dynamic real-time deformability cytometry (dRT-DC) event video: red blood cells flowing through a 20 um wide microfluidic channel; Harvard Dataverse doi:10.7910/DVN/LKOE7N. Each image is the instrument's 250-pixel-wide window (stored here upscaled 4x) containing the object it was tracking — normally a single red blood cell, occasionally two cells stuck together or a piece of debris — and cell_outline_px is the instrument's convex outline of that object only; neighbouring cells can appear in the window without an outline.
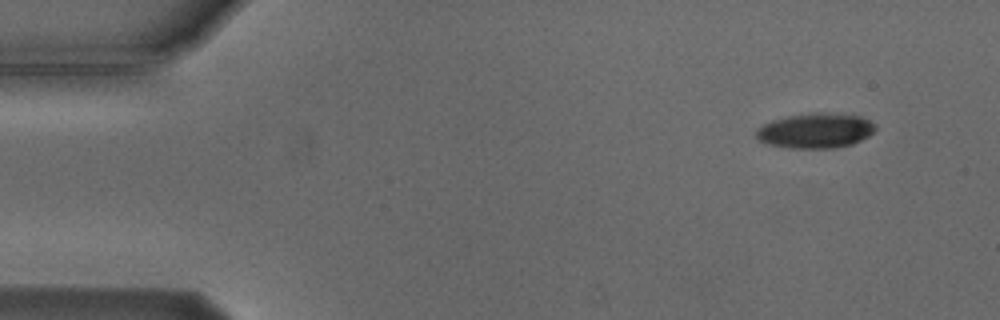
{"species": "Egyptian fruit bat (a non-hibernating species)", "species_latin": "Rousettus aegyptiacus", "temperature_condition": "cold", "stored_images_in_passage": 4, "camera_frame_rate_fps": 3000, "um_per_image_px": 0.085, "animal": {"sex": "male"}, "frame": {"image": 1, "passage_image": 1, "time_ms": 0.0, "image_size_px": [1000, 320], "cell_outline_px": [[876, 128], [868, 136], [852, 144], [832, 148], [792, 148], [772, 144], [760, 140], [756, 136], [756, 128], [772, 120], [788, 116], [812, 112], [824, 112], [860, 116], [876, 124]], "centroid_in_image_um": [69.33, 11.09], "position_along_channel_um": 15.7, "area_um2": 24.1}}
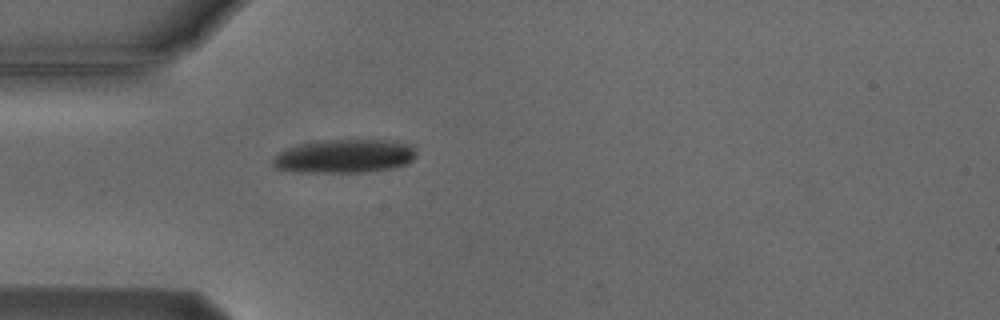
{"frame": {"image": 2, "passage_image": 4, "time_ms": 3.667, "image_size_px": [1000, 320], "cell_outline_px": [[416, 156], [412, 160], [404, 164], [388, 168], [360, 172], [296, 172], [276, 168], [272, 164], [272, 156], [284, 148], [296, 144], [316, 140], [396, 140], [412, 144], [416, 152]], "centroid_in_image_um": [29.22, 13.25], "position_along_channel_um": 55.8, "area_um2": 28.44}}